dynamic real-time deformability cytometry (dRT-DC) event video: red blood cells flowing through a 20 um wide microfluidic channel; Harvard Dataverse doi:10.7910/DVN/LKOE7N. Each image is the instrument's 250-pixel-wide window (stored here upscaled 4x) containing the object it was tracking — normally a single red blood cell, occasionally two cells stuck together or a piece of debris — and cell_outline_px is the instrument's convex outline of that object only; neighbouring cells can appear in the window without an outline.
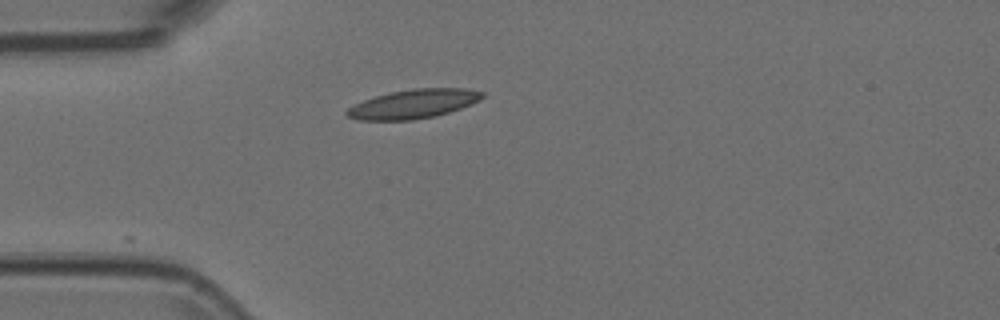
{"species": "Egyptian fruit bat (a non-hibernating species)", "species_latin": "Rousettus aegyptiacus", "temperature_condition": "room temperature", "stored_images_in_passage": 14, "camera_frame_rate_fps": 3000, "um_per_image_px": 0.085, "animal": {"sex": "female"}, "frame": {"image": 1, "passage_image": 1, "time_ms": 0.0, "image_size_px": [1000, 320], "cell_outline_px": [[484, 96], [480, 100], [472, 104], [436, 116], [412, 120], [356, 120], [348, 116], [344, 112], [348, 108], [364, 100], [388, 92], [412, 88], [468, 88], [484, 92]], "centroid_in_image_um": [35.16, 8.82], "position_along_channel_um": 49.8, "area_um2": 23.0}}